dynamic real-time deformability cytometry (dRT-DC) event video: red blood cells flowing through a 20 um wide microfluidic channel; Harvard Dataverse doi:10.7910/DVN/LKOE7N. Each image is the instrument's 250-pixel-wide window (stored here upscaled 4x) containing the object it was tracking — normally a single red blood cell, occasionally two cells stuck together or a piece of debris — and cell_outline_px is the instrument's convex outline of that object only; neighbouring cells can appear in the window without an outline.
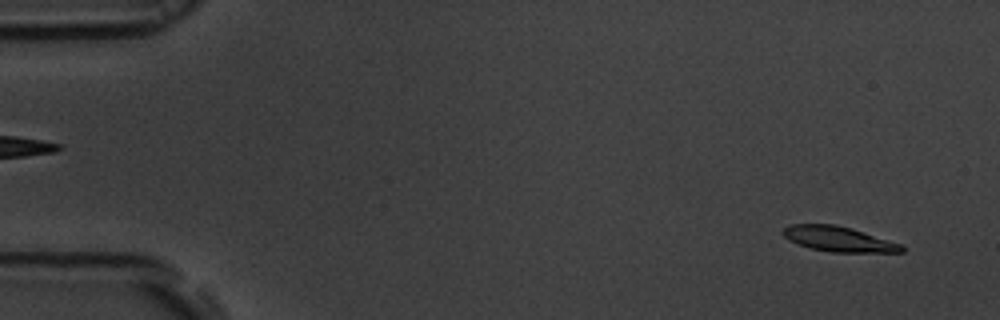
{"species": "common noctule bat (a hibernating species)", "species_latin": "Nyctalus noctula", "temperature_condition": "room temperature", "stored_images_in_passage": 55, "camera_frame_rate_fps": 3000, "um_per_image_px": 0.085, "animal": {"sex": "male", "body_mass_g": 19.5, "forearm_length_mm": 54.6}, "frame": {"image": 1, "passage_image": 3, "time_ms": 0.667, "image_size_px": [1000, 320], "cell_outline_px": [[904, 252], [832, 252], [812, 248], [788, 240], [780, 232], [784, 228], [792, 224], [836, 224], [852, 228], [900, 244], [904, 248]], "centroid_in_image_um": [71.25, 20.31], "position_along_channel_um": 13.7, "area_um2": 17.17}}
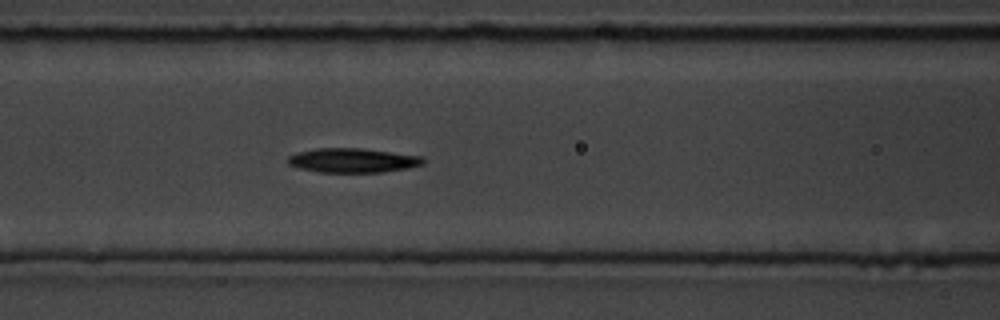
{"frame": {"image": 2, "passage_image": 23, "time_ms": 7.333, "image_size_px": [1000, 320], "cell_outline_px": [[424, 164], [408, 168], [380, 172], [320, 172], [300, 168], [288, 164], [288, 156], [296, 152], [316, 148], [360, 148], [420, 156], [424, 160]], "centroid_in_image_um": [29.95, 13.63], "position_along_channel_um": 136.7, "area_um2": 19.02}}
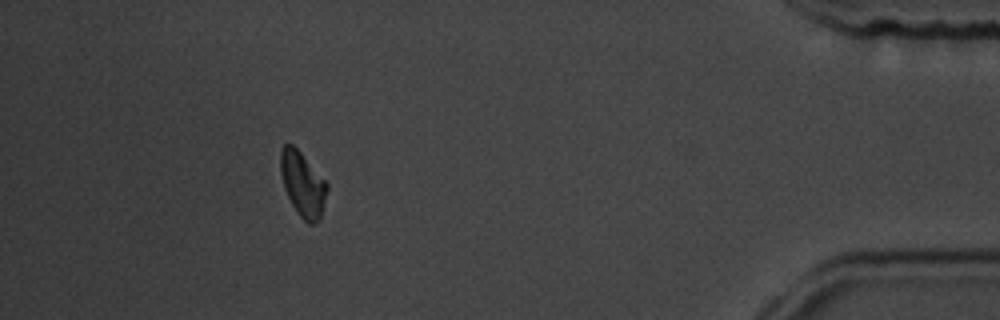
{"frame": {"image": 3, "passage_image": 50, "time_ms": 16.333, "image_size_px": [1000, 320], "cell_outline_px": [[328, 188], [320, 220], [312, 224], [308, 224], [296, 212], [284, 188], [280, 172], [280, 148], [284, 144], [292, 144], [300, 152], [328, 184]], "centroid_in_image_um": [25.72, 15.66], "position_along_channel_um": 409.5, "area_um2": 17.46}, "authors_computed_cell_mechanics": {"area_um2": 18.3804, "velocity_mm_per_s": 3.6553, "shape_relaxation_time_tau1_ms": 3.4507, "shape_relaxation_time_tau2_ms": null, "deformation_change_tau1": 0.1508, "deformation_change_tau2": null}}